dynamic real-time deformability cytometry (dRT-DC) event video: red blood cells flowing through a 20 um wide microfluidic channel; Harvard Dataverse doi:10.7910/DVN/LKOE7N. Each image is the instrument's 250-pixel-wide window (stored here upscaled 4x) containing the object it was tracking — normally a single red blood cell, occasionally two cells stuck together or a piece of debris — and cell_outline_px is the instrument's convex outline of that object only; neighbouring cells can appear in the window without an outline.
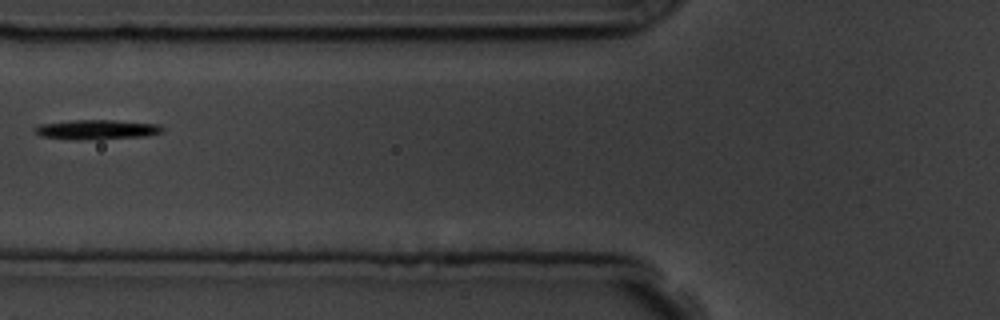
{"species": "common noctule bat (a hibernating species)", "species_latin": "Nyctalus noctula", "temperature_condition": "room temperature", "stored_images_in_passage": 5, "camera_frame_rate_fps": 3000, "um_per_image_px": 0.085, "animal": {"sex": "male", "body_mass_g": 19.5, "forearm_length_mm": 54.6}, "frame": {"image": 1, "passage_image": 4, "time_ms": 3.667, "image_size_px": [1000, 320], "cell_outline_px": [[164, 128], [160, 132], [144, 136], [100, 140], [72, 140], [40, 136], [32, 132], [32, 128], [40, 124], [76, 120], [112, 120], [160, 124]], "centroid_in_image_um": [8.16, 11.03], "position_along_channel_um": 117.6, "area_um2": 14.91}}